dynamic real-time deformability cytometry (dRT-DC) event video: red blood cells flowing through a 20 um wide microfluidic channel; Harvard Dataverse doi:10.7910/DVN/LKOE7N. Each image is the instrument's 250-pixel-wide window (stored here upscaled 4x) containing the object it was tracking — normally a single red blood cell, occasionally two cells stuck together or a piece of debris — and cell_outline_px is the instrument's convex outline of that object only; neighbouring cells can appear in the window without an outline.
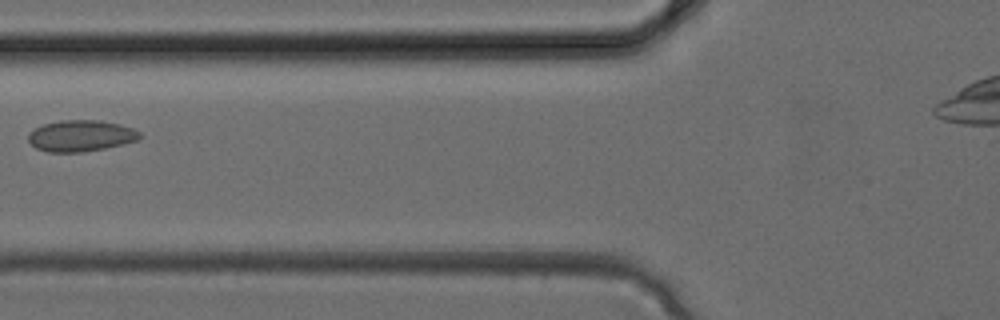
{"species": "common noctule bat (a hibernating species)", "species_latin": "Nyctalus noctula", "temperature_condition": "cold", "stored_images_in_passage": 6, "camera_frame_rate_fps": 3000, "um_per_image_px": 0.085, "animal": {"sex": "female", "body_mass_g": 24.6, "forearm_length_mm": 56.2}, "frame": {"image": 1, "passage_image": 5, "time_ms": 1.333, "image_size_px": [1000, 320], "cell_outline_px": [[140, 136], [136, 140], [124, 144], [84, 152], [48, 152], [36, 148], [28, 140], [28, 132], [44, 124], [60, 120], [100, 120], [120, 124], [132, 128], [140, 132]], "centroid_in_image_um": [6.85, 11.54], "position_along_channel_um": 118.9, "area_um2": 20.29}}